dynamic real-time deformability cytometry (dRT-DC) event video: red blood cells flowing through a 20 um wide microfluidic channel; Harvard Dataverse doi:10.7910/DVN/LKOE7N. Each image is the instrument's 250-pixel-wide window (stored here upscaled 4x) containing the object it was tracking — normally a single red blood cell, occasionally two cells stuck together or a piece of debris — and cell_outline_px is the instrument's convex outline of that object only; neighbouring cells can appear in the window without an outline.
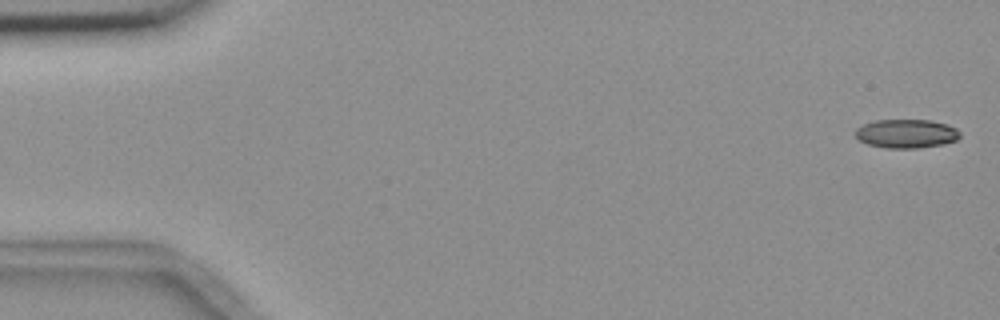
{"species": "common noctule bat (a hibernating species)", "species_latin": "Nyctalus noctula", "temperature_condition": "room temperature", "stored_images_in_passage": 4, "camera_frame_rate_fps": 3000, "um_per_image_px": 0.085, "animal": {"sex": "female", "body_mass_g": 18.4}, "frame": {"image": 1, "passage_image": 1, "time_ms": 0.0, "image_size_px": [1000, 320], "cell_outline_px": [[960, 136], [956, 140], [944, 144], [916, 148], [888, 148], [868, 144], [860, 140], [856, 136], [856, 128], [864, 124], [876, 120], [932, 120], [948, 124], [956, 128], [960, 132]], "centroid_in_image_um": [77.07, 11.35], "position_along_channel_um": 7.9, "area_um2": 17.51}}
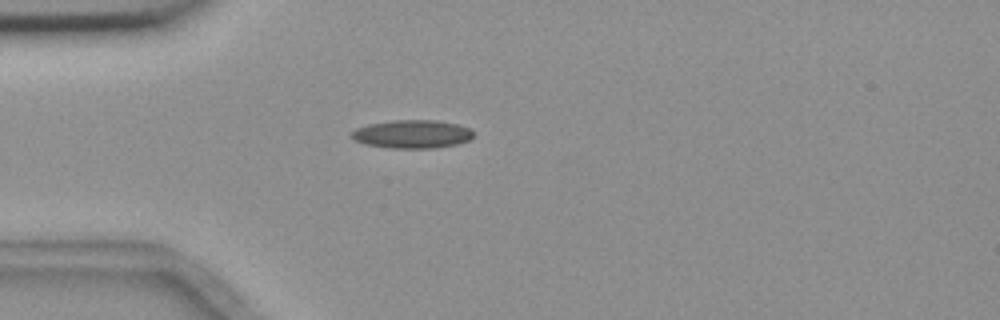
{"frame": {"image": 2, "passage_image": 4, "time_ms": 4.667, "image_size_px": [1000, 320], "cell_outline_px": [[472, 136], [468, 140], [456, 144], [432, 148], [392, 148], [364, 144], [356, 140], [352, 136], [352, 132], [356, 128], [368, 124], [392, 120], [436, 120], [460, 124], [468, 128], [472, 132]], "centroid_in_image_um": [35.03, 11.39], "position_along_channel_um": 50.0, "area_um2": 19.94}}